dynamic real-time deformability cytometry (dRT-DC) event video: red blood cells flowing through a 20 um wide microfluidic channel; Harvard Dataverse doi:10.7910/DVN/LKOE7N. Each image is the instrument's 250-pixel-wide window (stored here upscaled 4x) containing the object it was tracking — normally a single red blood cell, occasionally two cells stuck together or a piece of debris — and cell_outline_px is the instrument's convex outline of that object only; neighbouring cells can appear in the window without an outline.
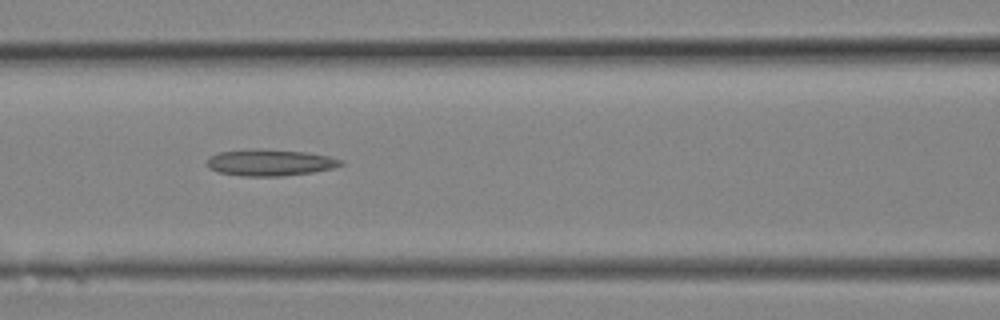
{"species": "Egyptian fruit bat (a non-hibernating species)", "species_latin": "Rousettus aegyptiacus", "temperature_condition": "room temperature", "stored_images_in_passage": 9, "camera_frame_rate_fps": 3000, "um_per_image_px": 0.085, "animal": {"sex": "female"}, "frame": {"image": 1, "passage_image": 8, "time_ms": 2.333, "image_size_px": [1000, 320], "cell_outline_px": [[344, 164], [332, 168], [312, 172], [280, 176], [244, 176], [220, 172], [208, 168], [208, 156], [220, 152], [252, 148], [256, 148], [304, 152], [328, 156], [344, 160]], "centroid_in_image_um": [22.94, 13.81], "position_along_channel_um": 143.7, "area_um2": 20.58}}
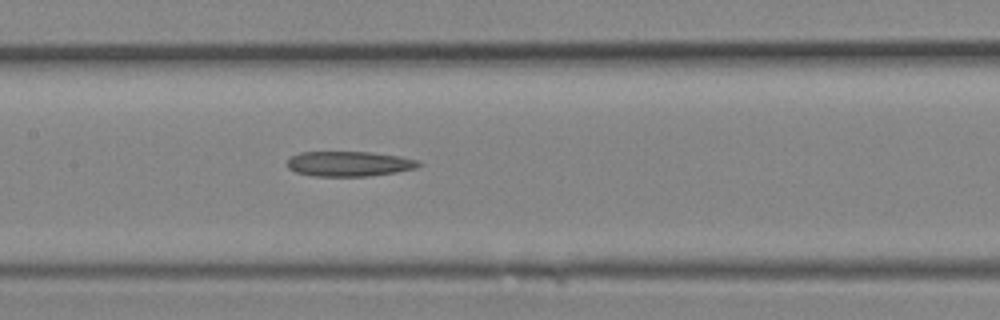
{"frame": {"image": 2, "passage_image": 9, "time_ms": 2.667, "image_size_px": [1000, 320], "cell_outline_px": [[424, 164], [416, 168], [396, 172], [368, 176], [316, 176], [296, 172], [288, 168], [288, 160], [292, 156], [300, 152], [372, 152], [400, 156], [420, 160]], "centroid_in_image_um": [29.74, 13.92], "position_along_channel_um": 177.7, "area_um2": 19.25}}